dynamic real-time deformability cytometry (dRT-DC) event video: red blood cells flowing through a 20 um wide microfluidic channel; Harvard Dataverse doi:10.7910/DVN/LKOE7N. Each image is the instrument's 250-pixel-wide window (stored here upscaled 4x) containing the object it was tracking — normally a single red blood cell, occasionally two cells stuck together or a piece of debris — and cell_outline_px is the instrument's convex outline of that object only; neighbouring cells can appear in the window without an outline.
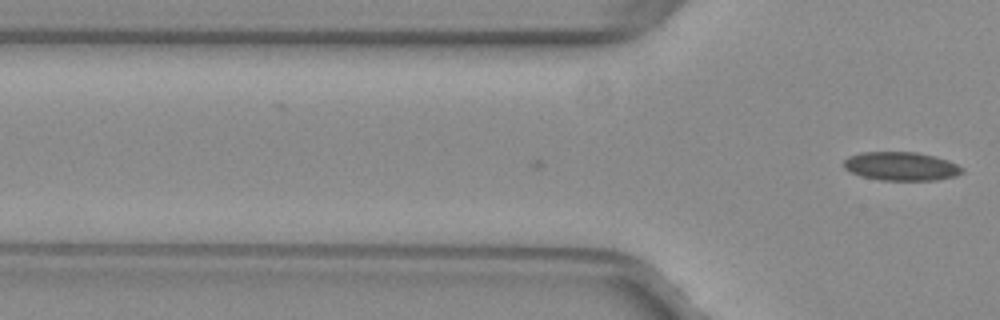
{"species": "common noctule bat (a hibernating species)", "species_latin": "Nyctalus noctula", "temperature_condition": "warm", "stored_images_in_passage": 2, "camera_frame_rate_fps": 3000, "um_per_image_px": 0.085, "animal": {"sex": "female", "body_mass_g": 29.2, "forearm_length_mm": 56.3}, "frame": {"image": 1, "passage_image": 2, "time_ms": 0.333, "image_size_px": [1000, 320], "cell_outline_px": [[964, 172], [956, 176], [936, 180], [880, 180], [860, 176], [844, 168], [844, 160], [848, 156], [860, 152], [916, 152], [948, 160], [964, 168]], "centroid_in_image_um": [76.59, 14.13], "position_along_channel_um": 49.2, "area_um2": 19.77}}